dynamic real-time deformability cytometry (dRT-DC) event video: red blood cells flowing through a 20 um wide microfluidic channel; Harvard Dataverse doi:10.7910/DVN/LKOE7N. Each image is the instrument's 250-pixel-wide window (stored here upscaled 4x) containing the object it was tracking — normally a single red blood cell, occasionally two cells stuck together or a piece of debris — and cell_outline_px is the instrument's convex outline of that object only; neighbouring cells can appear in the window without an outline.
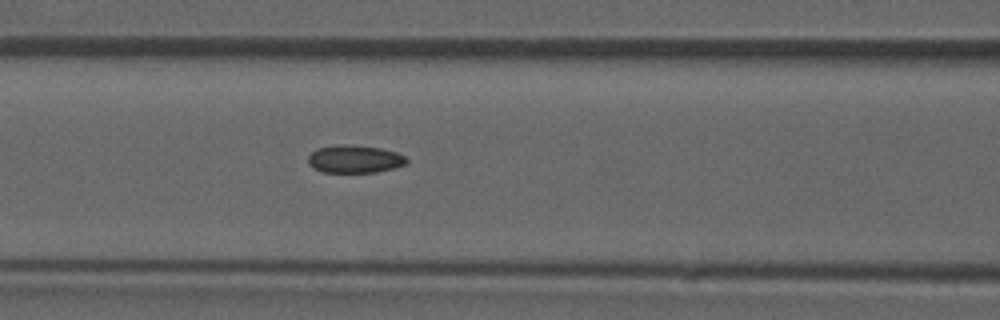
{"species": "common noctule bat (a hibernating species)", "species_latin": "Nyctalus noctula", "temperature_condition": "room temperature", "stored_images_in_passage": 44, "camera_frame_rate_fps": 3000, "um_per_image_px": 0.085, "animal": {"sex": "male", "forearm_length_mm": 52.5}, "frame": {"image": 1, "passage_image": 19, "time_ms": 6.0, "image_size_px": [1000, 320], "cell_outline_px": [[408, 164], [376, 172], [320, 172], [312, 168], [308, 164], [308, 156], [316, 148], [340, 144], [344, 144], [380, 148], [396, 152], [404, 156], [408, 160]], "centroid_in_image_um": [30.11, 13.52], "position_along_channel_um": 136.5, "area_um2": 16.01}, "authors_computed_cell_mechanics": {"area_um2": 16.3285, "velocity_mm_per_s": 3.9339, "shape_relaxation_time_tau1_ms": null, "shape_relaxation_time_tau2_ms": 2.1252, "deformation_change_tau1": null, "deformation_change_tau2": 0.0643}}